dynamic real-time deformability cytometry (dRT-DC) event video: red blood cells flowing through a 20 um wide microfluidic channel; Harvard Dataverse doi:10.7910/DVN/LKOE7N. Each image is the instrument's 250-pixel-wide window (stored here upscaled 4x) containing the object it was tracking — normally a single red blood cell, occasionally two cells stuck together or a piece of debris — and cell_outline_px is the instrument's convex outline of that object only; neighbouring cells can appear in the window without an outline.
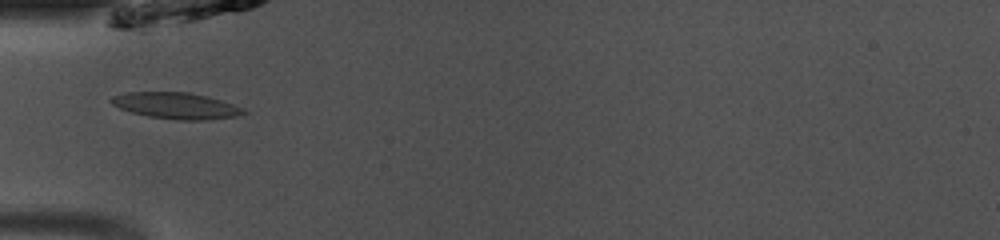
{"species": "common noctule bat (a hibernating species)", "species_latin": "Nyctalus noctula", "temperature_condition": "room temperature", "stored_images_in_passage": 31, "camera_frame_rate_fps": 3000, "um_per_image_px": 0.085, "animal": {"sex": "male", "body_mass_g": 13.0, "forearm_length_mm": 53.1}, "frame": {"image": 1, "passage_image": 2, "time_ms": 0.333, "image_size_px": [1000, 240], "cell_outline_px": [[248, 112], [236, 116], [204, 120], [176, 120], [148, 116], [132, 112], [120, 108], [112, 104], [108, 100], [112, 96], [128, 92], [188, 92], [220, 100], [244, 108]], "centroid_in_image_um": [14.95, 8.98], "position_along_channel_um": 70.1, "area_um2": 20.11}}
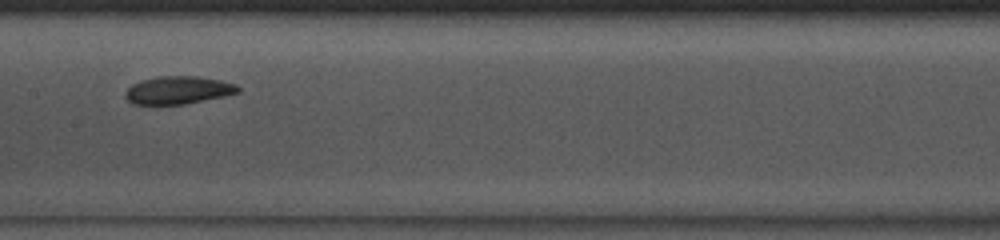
{"frame": {"image": 2, "passage_image": 11, "time_ms": 3.333, "image_size_px": [1000, 240], "cell_outline_px": [[240, 92], [224, 96], [184, 104], [132, 104], [124, 96], [124, 92], [132, 84], [140, 80], [160, 76], [196, 76], [220, 80], [236, 84], [240, 88]], "centroid_in_image_um": [15.13, 7.66], "position_along_channel_um": 192.3, "area_um2": 18.26}}
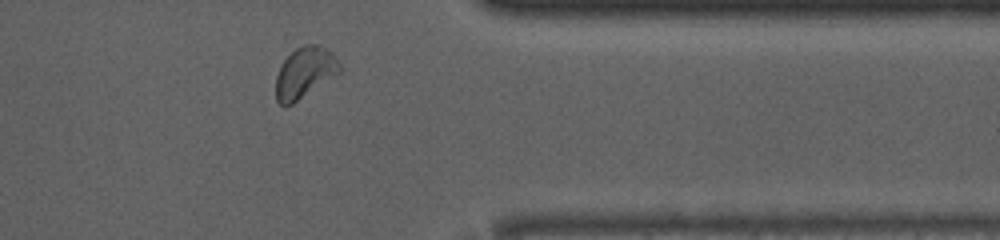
{"frame": {"image": 3, "passage_image": 26, "time_ms": 8.333, "image_size_px": [1000, 240], "cell_outline_px": [[344, 68], [340, 72], [292, 104], [284, 108], [276, 100], [276, 76], [280, 64], [296, 48], [304, 44], [320, 44], [332, 52], [336, 56]], "centroid_in_image_um": [25.91, 6.16], "position_along_channel_um": 385.5, "area_um2": 19.13}, "authors_computed_cell_mechanics": {"area_um2": 18.496, "velocity_mm_per_s": 4.0398, "shape_relaxation_time_tau1_ms": 2.6444, "shape_relaxation_time_tau2_ms": 3.871, "deformation_change_tau1": 0.1126, "deformation_change_tau2": 0.0262}}